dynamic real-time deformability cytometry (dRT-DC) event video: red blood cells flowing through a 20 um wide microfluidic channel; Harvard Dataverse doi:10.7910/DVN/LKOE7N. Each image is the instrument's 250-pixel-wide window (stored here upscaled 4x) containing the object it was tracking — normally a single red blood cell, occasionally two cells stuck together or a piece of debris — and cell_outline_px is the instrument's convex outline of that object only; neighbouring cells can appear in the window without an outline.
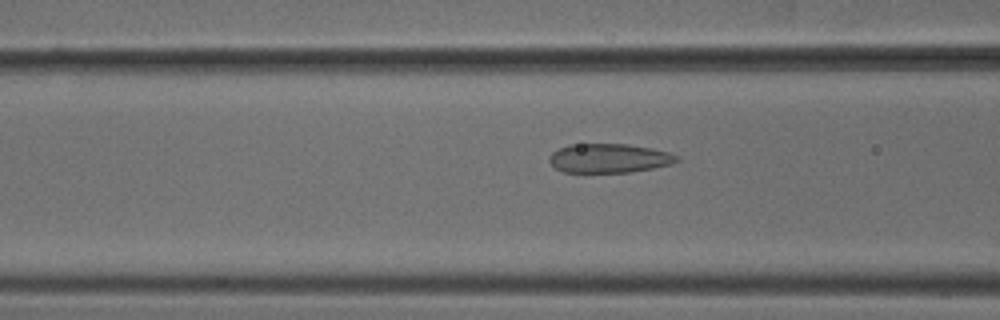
{"species": "common noctule bat (a hibernating species)", "species_latin": "Nyctalus noctula", "temperature_condition": "cold", "stored_images_in_passage": 11, "camera_frame_rate_fps": 3000, "um_per_image_px": 0.085, "animal": {"sex": "male", "body_mass_g": 18.8}, "frame": {"image": 1, "passage_image": 5, "time_ms": 1.333, "image_size_px": [1000, 320], "cell_outline_px": [[680, 160], [672, 164], [632, 172], [564, 172], [556, 168], [548, 160], [548, 156], [552, 152], [568, 144], [628, 144], [652, 148], [668, 152], [680, 156]], "centroid_in_image_um": [51.79, 13.44], "position_along_channel_um": 114.8, "area_um2": 21.73}}
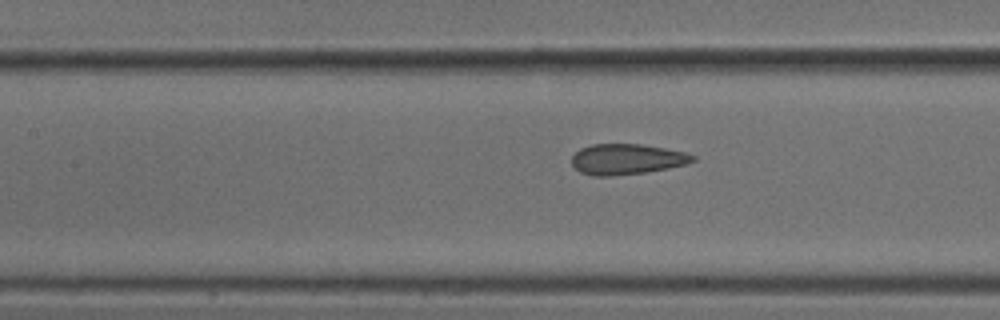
{"frame": {"image": 2, "passage_image": 8, "time_ms": 2.333, "image_size_px": [1000, 320], "cell_outline_px": [[696, 160], [688, 164], [668, 168], [644, 172], [612, 176], [592, 176], [580, 172], [572, 164], [572, 156], [580, 148], [592, 144], [640, 144], [664, 148], [684, 152], [696, 156]], "centroid_in_image_um": [53.27, 13.53], "position_along_channel_um": 154.1, "area_um2": 21.56}}